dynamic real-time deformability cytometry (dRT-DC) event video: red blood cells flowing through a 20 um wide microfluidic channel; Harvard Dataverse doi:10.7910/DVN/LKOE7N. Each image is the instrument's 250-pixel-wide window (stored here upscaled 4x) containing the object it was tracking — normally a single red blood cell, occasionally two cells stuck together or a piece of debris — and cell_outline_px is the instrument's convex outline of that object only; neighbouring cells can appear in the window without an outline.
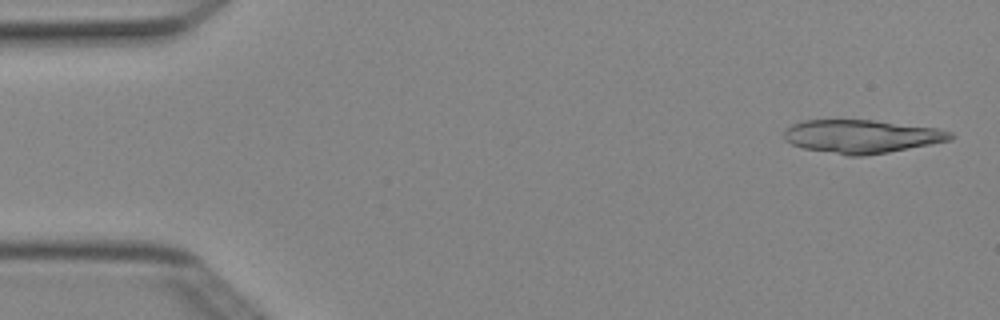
{"species": "Egyptian fruit bat (a non-hibernating species)", "species_latin": "Rousettus aegyptiacus", "temperature_condition": "cold", "stored_images_in_passage": 5, "segment_of_instrument_passage": [1, 2], "camera_frame_rate_fps": 3000, "um_per_image_px": 0.085, "animal": {"sex": "female"}, "frame": {"image": 1, "passage_image": 1, "time_ms": 0.0, "image_size_px": [1000, 320], "cell_outline_px": [[956, 136], [952, 140], [888, 152], [864, 156], [848, 156], [804, 148], [792, 144], [784, 140], [784, 132], [792, 124], [804, 120], [872, 120], [936, 128], [952, 132]], "centroid_in_image_um": [73.25, 11.6], "position_along_channel_um": 11.7, "area_um2": 32.25}}